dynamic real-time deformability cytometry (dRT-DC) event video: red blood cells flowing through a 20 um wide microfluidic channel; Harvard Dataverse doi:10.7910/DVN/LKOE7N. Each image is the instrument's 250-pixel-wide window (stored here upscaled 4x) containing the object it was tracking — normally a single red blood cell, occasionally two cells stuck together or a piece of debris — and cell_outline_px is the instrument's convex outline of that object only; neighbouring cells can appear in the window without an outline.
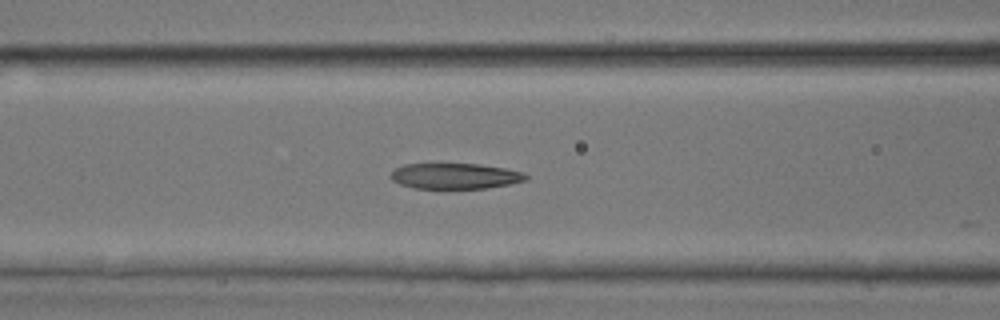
{"species": "common noctule bat (a hibernating species)", "species_latin": "Nyctalus noctula", "temperature_condition": "room temperature", "stored_images_in_passage": 32, "camera_frame_rate_fps": 3000, "um_per_image_px": 0.085, "animal": {"sex": "male", "body_mass_g": 17.9, "forearm_length_mm": 54.2}, "frame": {"image": 1, "passage_image": 11, "time_ms": 3.333, "image_size_px": [1000, 320], "cell_outline_px": [[528, 180], [488, 188], [412, 188], [400, 184], [392, 180], [392, 172], [396, 168], [404, 164], [480, 164], [504, 168], [524, 172], [528, 176]], "centroid_in_image_um": [38.71, 14.96], "position_along_channel_um": 127.9, "area_um2": 20.11}}